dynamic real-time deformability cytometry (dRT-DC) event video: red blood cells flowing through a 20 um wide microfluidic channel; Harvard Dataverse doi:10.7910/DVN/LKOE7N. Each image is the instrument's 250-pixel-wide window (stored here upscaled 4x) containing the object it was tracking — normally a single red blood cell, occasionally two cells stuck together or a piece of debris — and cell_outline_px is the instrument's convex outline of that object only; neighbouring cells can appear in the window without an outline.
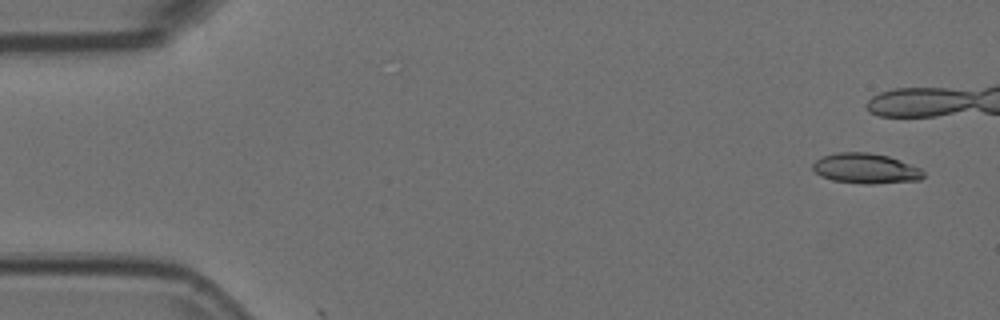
{"species": "Egyptian fruit bat (a non-hibernating species)", "species_latin": "Rousettus aegyptiacus", "temperature_condition": "room temperature", "stored_images_in_passage": 9, "segment_of_instrument_passage": [1, 2], "camera_frame_rate_fps": 3000, "um_per_image_px": 0.085, "animal": {"sex": "female"}, "frame": {"image": 1, "passage_image": 1, "time_ms": 0.0, "image_size_px": [1000, 320], "cell_outline_px": [[924, 176], [920, 180], [872, 184], [864, 184], [832, 180], [820, 176], [812, 168], [812, 164], [820, 156], [836, 152], [868, 152], [888, 156], [900, 160], [920, 168], [924, 172]], "centroid_in_image_um": [73.56, 14.31], "position_along_channel_um": 11.4, "area_um2": 19.59}}
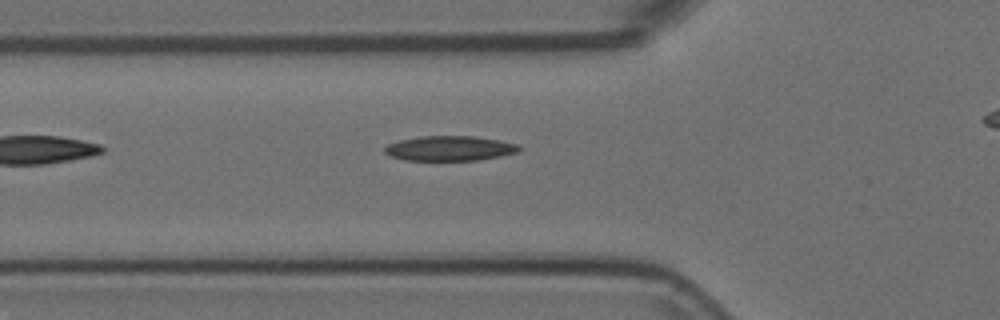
{"frame": {"image": 2, "passage_image": 8, "time_ms": 2.333, "image_size_px": [1000, 320], "cell_outline_px": [[524, 148], [516, 152], [500, 156], [480, 160], [404, 160], [392, 156], [384, 152], [384, 148], [388, 144], [400, 140], [420, 136], [476, 136], [500, 140], [520, 144]], "centroid_in_image_um": [38.28, 12.6], "position_along_channel_um": 87.5, "area_um2": 19.59}}